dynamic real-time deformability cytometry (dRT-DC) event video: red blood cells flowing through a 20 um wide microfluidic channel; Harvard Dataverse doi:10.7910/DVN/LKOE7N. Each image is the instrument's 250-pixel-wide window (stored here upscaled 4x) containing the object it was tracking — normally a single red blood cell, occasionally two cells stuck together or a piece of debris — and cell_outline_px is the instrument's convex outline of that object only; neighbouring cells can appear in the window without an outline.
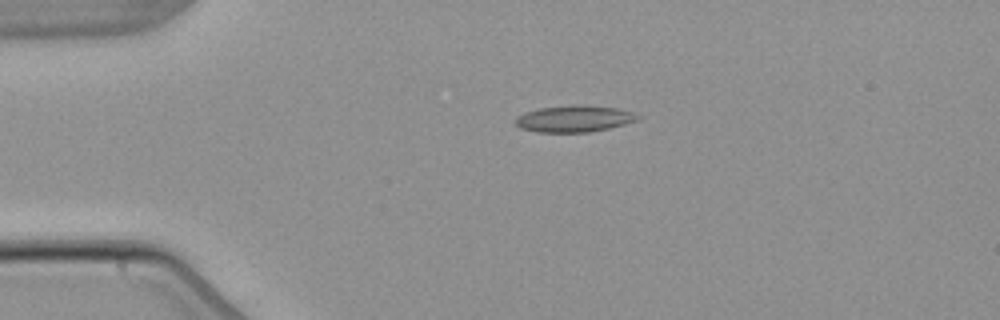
{"species": "common noctule bat (a hibernating species)", "species_latin": "Nyctalus noctula", "temperature_condition": "warm", "stored_images_in_passage": 2, "camera_frame_rate_fps": 3000, "um_per_image_px": 0.085, "animal": {"sex": "male", "body_mass_g": 21.5, "forearm_length_mm": 52.0}, "frame": {"image": 1, "passage_image": 1, "time_ms": 0.0, "image_size_px": [1000, 320], "cell_outline_px": [[640, 116], [636, 120], [624, 124], [608, 128], [588, 132], [540, 132], [520, 128], [516, 124], [516, 116], [524, 112], [540, 108], [580, 104], [616, 108], [632, 112]], "centroid_in_image_um": [48.78, 10.08], "position_along_channel_um": 36.2, "area_um2": 18.73}}